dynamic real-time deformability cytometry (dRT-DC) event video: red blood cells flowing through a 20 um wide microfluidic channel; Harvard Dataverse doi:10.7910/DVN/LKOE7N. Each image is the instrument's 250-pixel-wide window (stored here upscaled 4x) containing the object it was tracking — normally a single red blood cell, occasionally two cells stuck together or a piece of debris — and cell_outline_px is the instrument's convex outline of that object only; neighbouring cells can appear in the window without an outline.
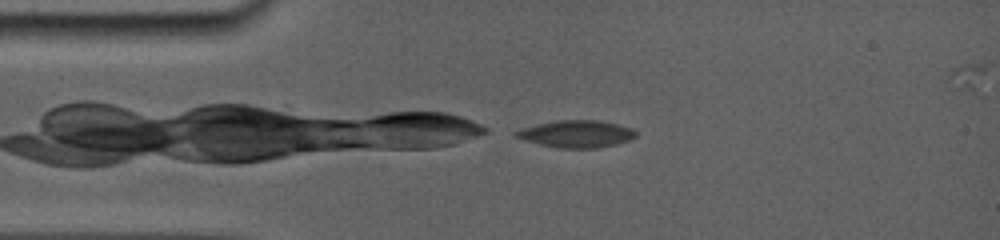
{"species": "common noctule bat (a hibernating species)", "species_latin": "Nyctalus noctula", "temperature_condition": "room temperature", "stored_images_in_passage": 9, "camera_frame_rate_fps": 5000, "um_per_image_px": 0.085, "animal": {"sex": "female", "body_mass_g": 19.0, "forearm_length_mm": 56.7}, "frame": {"image": 1, "passage_image": 1, "time_ms": 0.0, "image_size_px": [1000, 240], "cell_outline_px": [[636, 132], [632, 136], [624, 140], [608, 144], [584, 148], [568, 148], [544, 144], [516, 136], [516, 132], [524, 128], [540, 124], [560, 120], [596, 120], [616, 124], [628, 128]], "centroid_in_image_um": [48.97, 11.35], "position_along_channel_um": 36.0, "area_um2": 17.34}}